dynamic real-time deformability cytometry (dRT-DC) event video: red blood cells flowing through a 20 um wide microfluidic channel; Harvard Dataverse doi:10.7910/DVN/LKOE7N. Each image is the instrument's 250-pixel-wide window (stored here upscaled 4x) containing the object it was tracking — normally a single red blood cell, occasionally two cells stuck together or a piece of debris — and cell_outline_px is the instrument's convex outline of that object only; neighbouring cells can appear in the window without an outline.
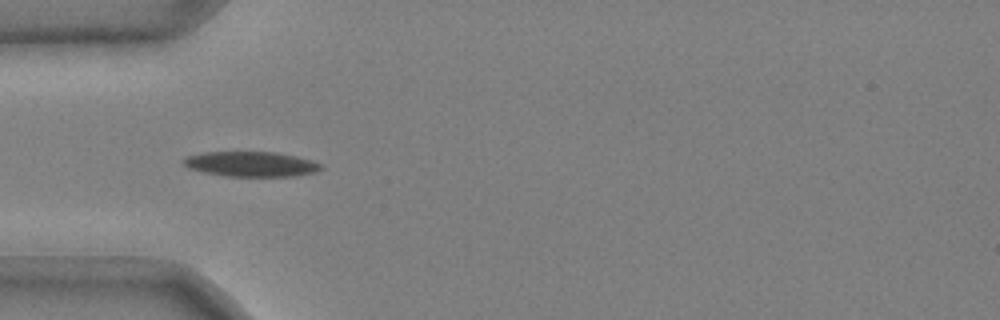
{"species": "common noctule bat (a hibernating species)", "species_latin": "Nyctalus noctula", "temperature_condition": "cold", "stored_images_in_passage": 36, "camera_frame_rate_fps": 3000, "um_per_image_px": 0.085, "animal": {"sex": "male", "body_mass_g": 20.4}, "frame": {"image": 1, "passage_image": 1, "time_ms": 0.0, "image_size_px": [1000, 320], "cell_outline_px": [[324, 168], [316, 172], [296, 176], [224, 176], [204, 172], [188, 168], [184, 164], [184, 160], [188, 156], [204, 152], [276, 152], [296, 156], [312, 160], [324, 164]], "centroid_in_image_um": [21.41, 13.95], "position_along_channel_um": 63.6, "area_um2": 20.11}}
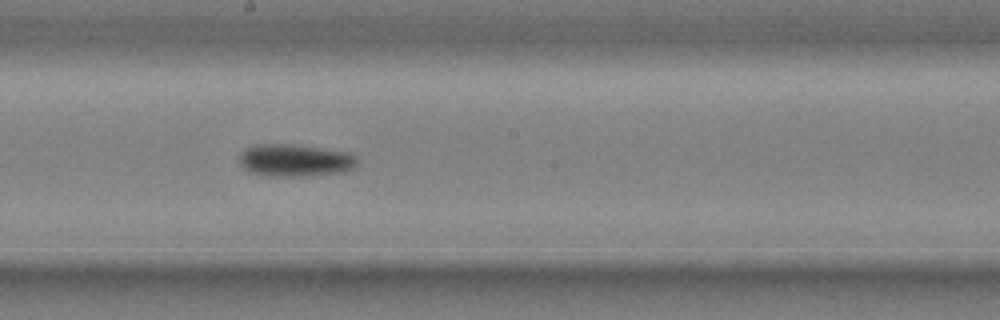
{"frame": {"image": 2, "passage_image": 14, "time_ms": 4.333, "image_size_px": [1000, 320], "cell_outline_px": [[356, 164], [352, 168], [340, 172], [308, 176], [268, 176], [248, 172], [240, 164], [240, 152], [244, 148], [256, 144], [292, 144], [352, 152], [356, 156]], "centroid_in_image_um": [25.05, 13.62], "position_along_channel_um": 223.2, "area_um2": 22.43}}
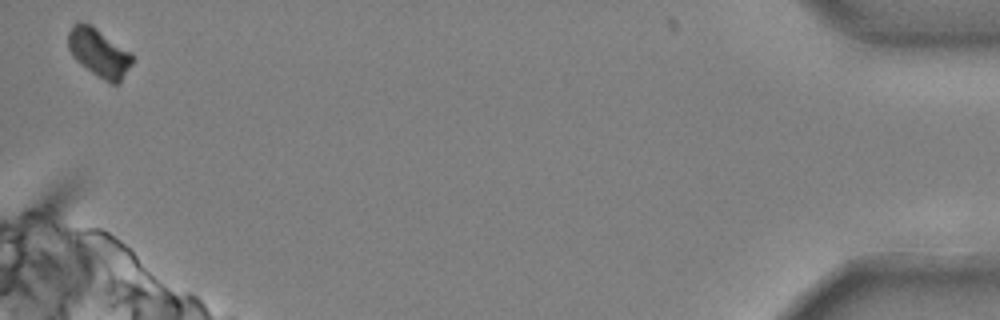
{"frame": {"image": 3, "passage_image": 36, "time_ms": 11.667, "image_size_px": [1000, 320], "cell_outline_px": [[136, 60], [120, 84], [112, 84], [104, 80], [80, 64], [72, 56], [68, 48], [68, 32], [80, 20], [92, 24], [132, 52]], "centroid_in_image_um": [8.48, 4.48], "position_along_channel_um": 426.7, "area_um2": 18.61}, "authors_computed_cell_mechanics": {"area_um2": 20.4323, "velocity_mm_per_s": 3.7034, "shape_relaxation_time_tau1_ms": 3.5449, "shape_relaxation_time_tau2_ms": null, "deformation_change_tau1": 0.1437, "deformation_change_tau2": null}}